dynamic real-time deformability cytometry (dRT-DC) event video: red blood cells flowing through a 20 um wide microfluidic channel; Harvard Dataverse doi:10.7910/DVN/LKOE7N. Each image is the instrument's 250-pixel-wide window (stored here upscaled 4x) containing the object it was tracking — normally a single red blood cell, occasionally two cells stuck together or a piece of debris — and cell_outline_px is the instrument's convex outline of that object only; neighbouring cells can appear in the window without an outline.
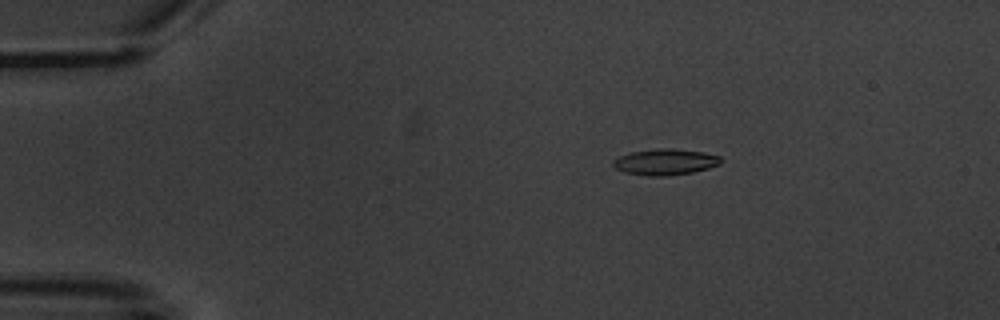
{"species": "common noctule bat (a hibernating species)", "species_latin": "Nyctalus noctula", "temperature_condition": "warm", "stored_images_in_passage": 5, "camera_frame_rate_fps": 3000, "um_per_image_px": 0.085, "animal": {"sex": "male", "body_mass_g": 20.1, "forearm_length_mm": 53.5}, "frame": {"image": 1, "passage_image": 3, "time_ms": 2.333, "image_size_px": [1000, 320], "cell_outline_px": [[724, 160], [720, 164], [708, 168], [692, 172], [664, 176], [648, 176], [624, 172], [616, 168], [612, 164], [612, 160], [620, 156], [632, 152], [656, 148], [672, 148], [704, 152], [720, 156]], "centroid_in_image_um": [56.56, 13.76], "position_along_channel_um": 28.4, "area_um2": 16.42}}